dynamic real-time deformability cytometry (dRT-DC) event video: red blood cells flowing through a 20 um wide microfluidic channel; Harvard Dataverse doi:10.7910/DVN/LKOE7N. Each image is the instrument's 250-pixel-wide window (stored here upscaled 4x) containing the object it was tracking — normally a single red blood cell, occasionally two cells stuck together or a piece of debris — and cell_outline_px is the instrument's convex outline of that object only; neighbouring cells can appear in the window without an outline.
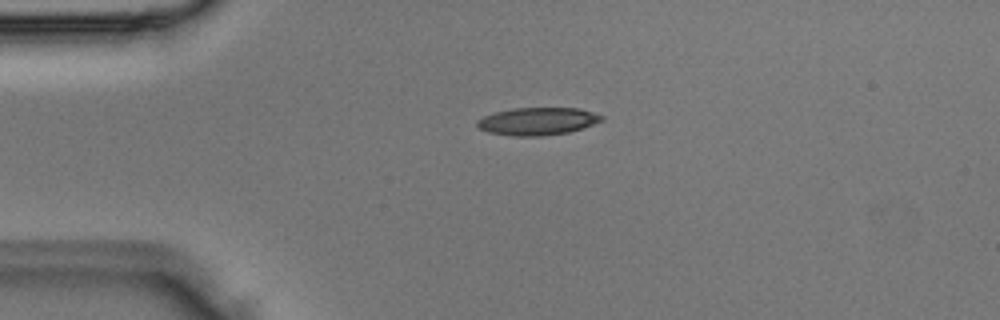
{"species": "Egyptian fruit bat (a non-hibernating species)", "species_latin": "Rousettus aegyptiacus", "temperature_condition": "room temperature", "stored_images_in_passage": 4, "camera_frame_rate_fps": 3000, "um_per_image_px": 0.085, "animal": {"sex": "male"}, "frame": {"image": 1, "passage_image": 4, "time_ms": 1.0, "image_size_px": [1000, 320], "cell_outline_px": [[604, 120], [568, 132], [540, 136], [512, 136], [488, 132], [480, 128], [476, 124], [476, 120], [484, 116], [496, 112], [512, 108], [580, 108], [604, 116]], "centroid_in_image_um": [45.68, 10.3], "position_along_channel_um": 39.3, "area_um2": 19.88}}